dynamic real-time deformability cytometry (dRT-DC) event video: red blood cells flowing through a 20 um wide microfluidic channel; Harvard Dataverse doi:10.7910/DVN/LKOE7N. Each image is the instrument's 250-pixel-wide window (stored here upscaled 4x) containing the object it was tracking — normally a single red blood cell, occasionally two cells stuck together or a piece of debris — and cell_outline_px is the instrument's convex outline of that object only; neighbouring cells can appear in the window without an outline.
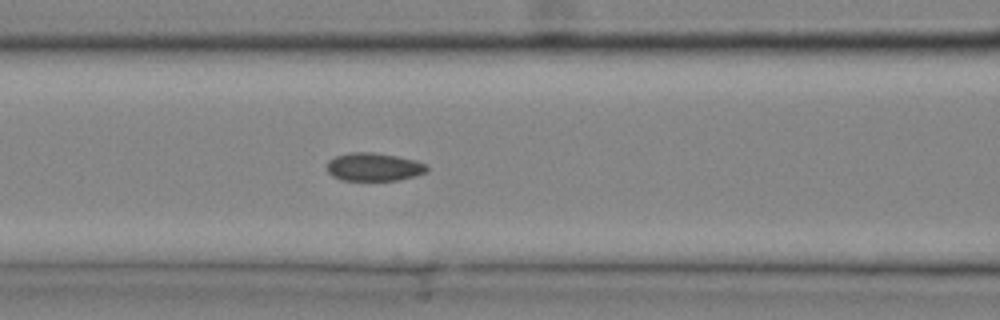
{"species": "common noctule bat (a hibernating species)", "species_latin": "Nyctalus noctula", "temperature_condition": "cold", "stored_images_in_passage": 30, "camera_frame_rate_fps": 3000, "um_per_image_px": 0.085, "animal": {"sex": "male", "body_mass_g": 20.4}, "frame": {"image": 1, "passage_image": 13, "time_ms": 4.0, "image_size_px": [1000, 320], "cell_outline_px": [[428, 172], [396, 180], [340, 180], [332, 176], [328, 172], [328, 160], [336, 156], [348, 152], [376, 152], [416, 160], [424, 164], [428, 168]], "centroid_in_image_um": [31.75, 14.18], "position_along_channel_um": 134.8, "area_um2": 16.36}}